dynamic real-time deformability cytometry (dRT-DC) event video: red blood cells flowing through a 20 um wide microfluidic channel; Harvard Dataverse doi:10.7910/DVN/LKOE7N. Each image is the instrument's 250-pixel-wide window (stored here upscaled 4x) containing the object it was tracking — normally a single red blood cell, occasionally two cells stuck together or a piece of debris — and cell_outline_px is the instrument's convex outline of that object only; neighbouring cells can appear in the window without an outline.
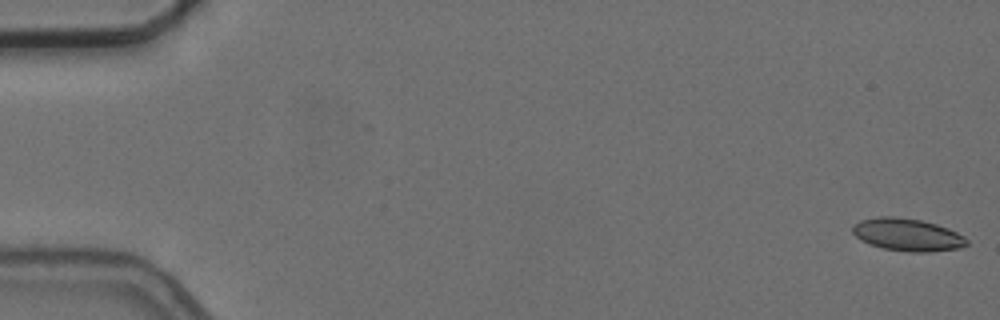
{"species": "common noctule bat (a hibernating species)", "species_latin": "Nyctalus noctula", "temperature_condition": "cold", "stored_images_in_passage": 3, "camera_frame_rate_fps": 3000, "um_per_image_px": 0.085, "animal": {"sex": "female", "body_mass_g": 24.6, "forearm_length_mm": 56.2}, "frame": {"image": 1, "passage_image": 1, "time_ms": 0.0, "image_size_px": [1000, 320], "cell_outline_px": [[968, 244], [960, 248], [928, 252], [908, 252], [884, 248], [860, 240], [852, 232], [852, 224], [860, 220], [880, 216], [892, 216], [920, 220], [936, 224], [948, 228], [964, 236], [968, 240]], "centroid_in_image_um": [77.13, 19.95], "position_along_channel_um": 7.9, "area_um2": 21.62}}